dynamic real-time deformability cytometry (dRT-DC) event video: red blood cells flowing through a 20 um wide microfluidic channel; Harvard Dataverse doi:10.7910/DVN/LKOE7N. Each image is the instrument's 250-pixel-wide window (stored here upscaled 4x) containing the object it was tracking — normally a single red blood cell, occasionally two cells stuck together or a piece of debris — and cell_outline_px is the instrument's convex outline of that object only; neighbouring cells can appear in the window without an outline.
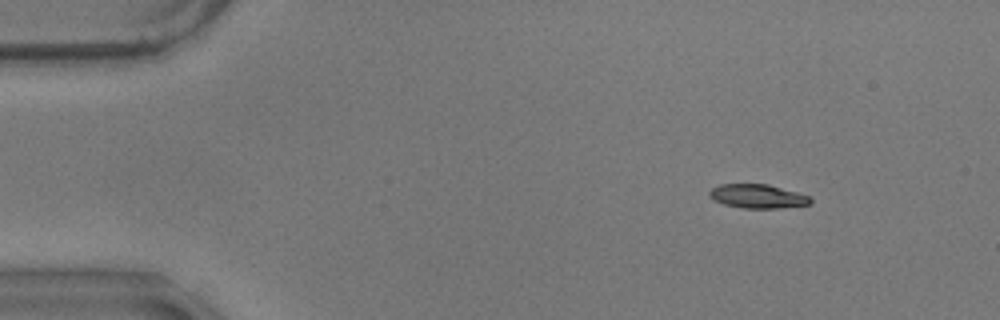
{"species": "common noctule bat (a hibernating species)", "species_latin": "Nyctalus noctula", "temperature_condition": "warm", "stored_images_in_passage": 53, "camera_frame_rate_fps": 3000, "um_per_image_px": 0.085, "animal": {"sex": "male", "body_mass_g": 17.9}, "frame": {"image": 1, "passage_image": 2, "time_ms": 0.333, "image_size_px": [1000, 320], "cell_outline_px": [[812, 204], [776, 208], [744, 208], [724, 204], [712, 200], [708, 196], [708, 192], [712, 188], [720, 184], [768, 184], [796, 192], [808, 196], [812, 200]], "centroid_in_image_um": [64.36, 16.68], "position_along_channel_um": 20.6, "area_um2": 14.05}}
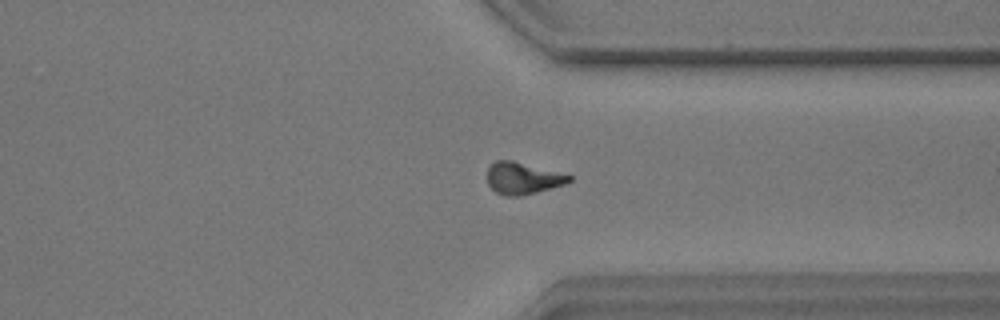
{"frame": {"image": 2, "passage_image": 39, "time_ms": 12.667, "image_size_px": [1000, 320], "cell_outline_px": [[572, 180], [564, 184], [536, 192], [520, 196], [504, 196], [496, 192], [488, 184], [488, 168], [496, 160], [512, 160], [572, 176]], "centroid_in_image_um": [44.41, 15.16], "position_along_channel_um": 367.0, "area_um2": 14.91}}
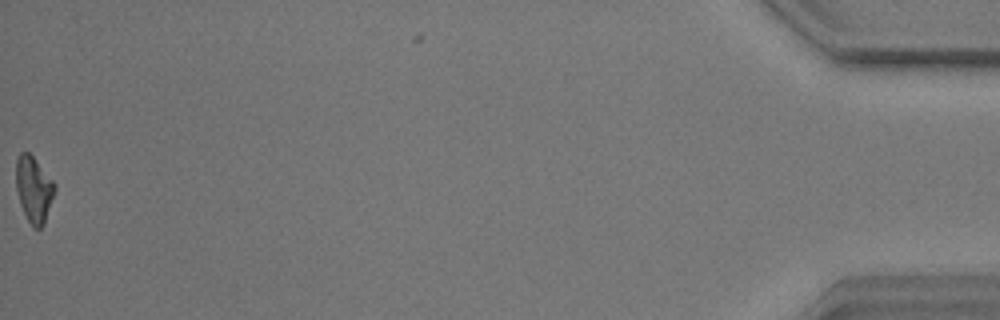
{"frame": {"image": 3, "passage_image": 53, "time_ms": 17.333, "image_size_px": [1000, 320], "cell_outline_px": [[56, 188], [44, 224], [40, 228], [32, 228], [20, 204], [16, 188], [16, 160], [20, 152], [28, 152], [32, 156], [56, 184]], "centroid_in_image_um": [2.87, 16.1], "position_along_channel_um": 432.3, "area_um2": 14.74}, "authors_computed_cell_mechanics": {"area_um2": 15.028, "velocity_mm_per_s": 3.4991, "shape_relaxation_time_tau1_ms": 5.6793, "shape_relaxation_time_tau2_ms": null, "deformation_change_tau1": 0.2045, "deformation_change_tau2": null}}